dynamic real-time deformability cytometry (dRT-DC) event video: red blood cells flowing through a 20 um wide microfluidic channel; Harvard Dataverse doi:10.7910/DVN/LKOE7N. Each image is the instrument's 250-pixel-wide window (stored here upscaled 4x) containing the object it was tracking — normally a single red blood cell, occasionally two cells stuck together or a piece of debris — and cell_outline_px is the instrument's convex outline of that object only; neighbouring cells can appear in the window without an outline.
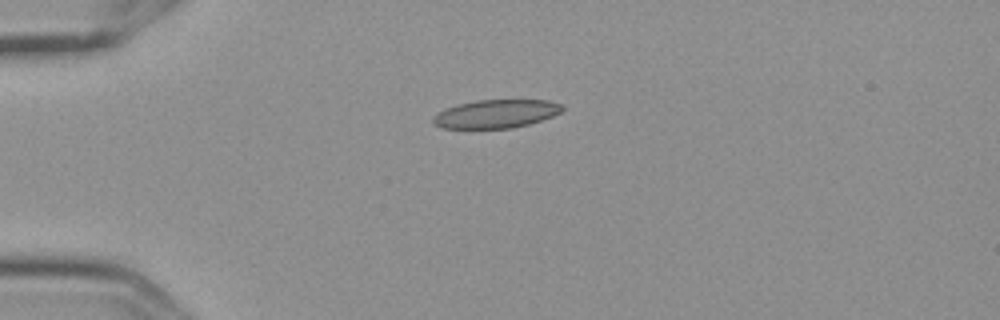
{"species": "Egyptian fruit bat (a non-hibernating species)", "species_latin": "Rousettus aegyptiacus", "temperature_condition": "cold", "stored_images_in_passage": 5, "camera_frame_rate_fps": 3000, "um_per_image_px": 0.085, "frame": {"image": 1, "passage_image": 3, "time_ms": 0.667, "image_size_px": [1000, 320], "cell_outline_px": [[564, 108], [560, 112], [552, 116], [528, 124], [512, 128], [440, 128], [432, 124], [432, 116], [444, 108], [456, 104], [476, 100], [548, 100], [564, 104]], "centroid_in_image_um": [42.11, 9.67], "position_along_channel_um": 42.9, "area_um2": 21.56}}
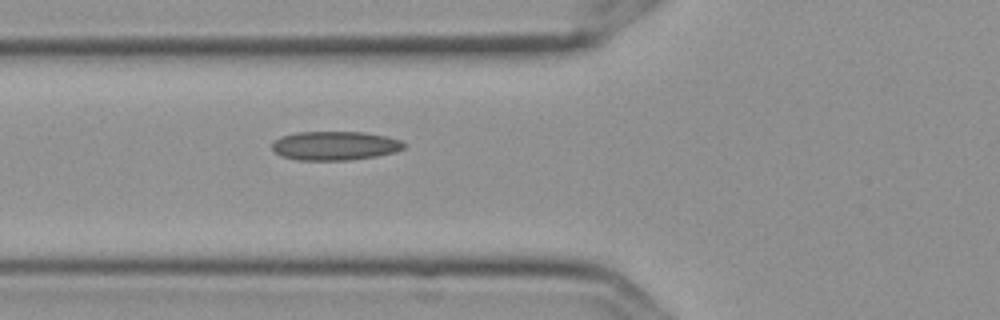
{"frame": {"image": 2, "passage_image": 5, "time_ms": 1.333, "image_size_px": [1000, 320], "cell_outline_px": [[404, 148], [396, 152], [376, 156], [348, 160], [300, 160], [280, 156], [272, 148], [272, 140], [280, 136], [296, 132], [364, 132], [388, 136], [400, 140], [404, 144]], "centroid_in_image_um": [28.44, 12.38], "position_along_channel_um": 97.4, "area_um2": 22.37}}